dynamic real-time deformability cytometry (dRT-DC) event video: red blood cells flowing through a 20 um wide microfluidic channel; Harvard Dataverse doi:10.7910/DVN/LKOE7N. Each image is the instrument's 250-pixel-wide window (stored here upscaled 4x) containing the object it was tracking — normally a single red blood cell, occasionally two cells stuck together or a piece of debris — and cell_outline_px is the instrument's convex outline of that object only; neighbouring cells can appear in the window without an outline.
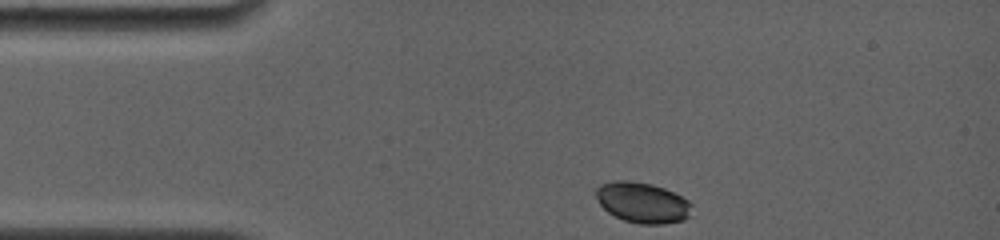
{"species": "common noctule bat (a hibernating species)", "species_latin": "Nyctalus noctula", "temperature_condition": "room temperature", "stored_images_in_passage": 18, "camera_frame_rate_fps": 4000, "um_per_image_px": 0.085, "animal": {"sex": "female", "body_mass_g": 19.0, "forearm_length_mm": 56.7}, "frame": {"image": 1, "passage_image": 1, "time_ms": 0.0, "image_size_px": [1000, 240], "cell_outline_px": [[692, 216], [684, 220], [664, 224], [640, 224], [624, 220], [608, 212], [600, 204], [596, 196], [596, 188], [600, 184], [616, 180], [632, 180], [652, 184], [664, 188], [688, 200], [692, 204]], "centroid_in_image_um": [54.64, 17.22], "position_along_channel_um": 30.4, "area_um2": 22.83}}
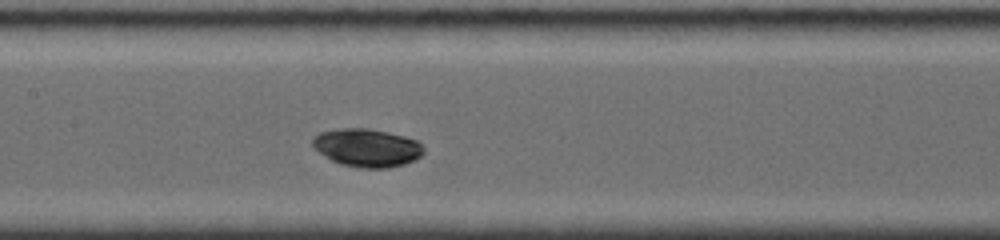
{"frame": {"image": 2, "passage_image": 11, "time_ms": 5.0, "image_size_px": [1000, 240], "cell_outline_px": [[424, 152], [420, 156], [404, 164], [388, 168], [360, 168], [340, 164], [332, 160], [320, 152], [312, 144], [312, 140], [320, 132], [340, 128], [368, 128], [388, 132], [404, 136], [416, 140], [424, 148]], "centroid_in_image_um": [31.21, 12.55], "position_along_channel_um": 176.2, "area_um2": 24.45}}
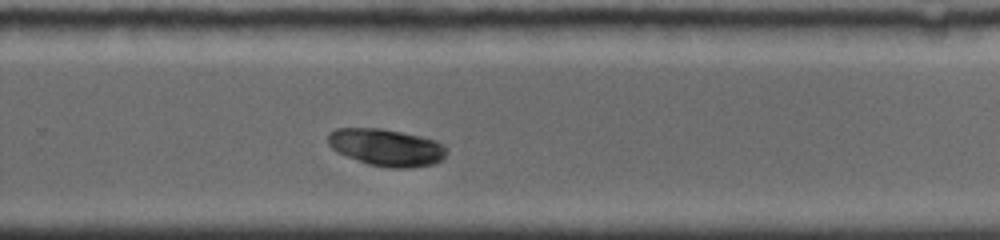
{"frame": {"image": 3, "passage_image": 18, "time_ms": 8.25, "image_size_px": [1000, 240], "cell_outline_px": [[448, 152], [440, 160], [432, 164], [412, 168], [388, 168], [368, 164], [336, 152], [328, 144], [328, 136], [336, 128], [380, 128], [420, 136], [436, 140], [444, 144]], "centroid_in_image_um": [32.85, 12.54], "position_along_channel_um": 296.9, "area_um2": 25.66}}